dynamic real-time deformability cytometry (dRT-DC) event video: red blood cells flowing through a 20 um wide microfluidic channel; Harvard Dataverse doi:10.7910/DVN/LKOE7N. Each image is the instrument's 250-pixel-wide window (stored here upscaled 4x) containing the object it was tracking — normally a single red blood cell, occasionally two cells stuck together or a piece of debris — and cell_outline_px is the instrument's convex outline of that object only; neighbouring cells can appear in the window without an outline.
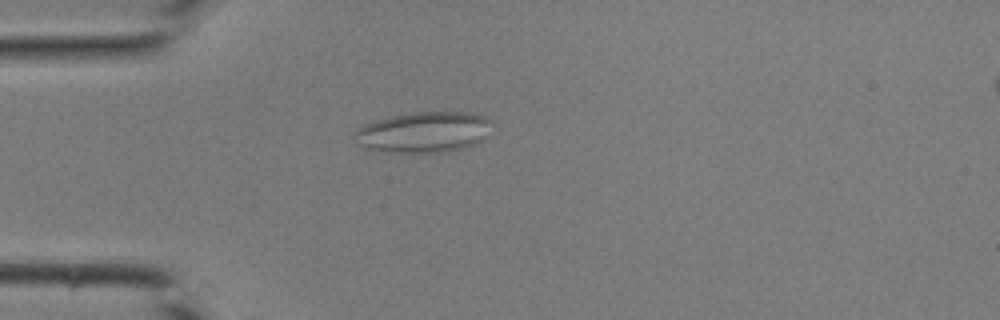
{"species": "common noctule bat (a hibernating species)", "species_latin": "Nyctalus noctula", "temperature_condition": "room temperature", "stored_images_in_passage": 42, "camera_frame_rate_fps": 3000, "um_per_image_px": 0.085, "animal": {"sex": "male", "body_mass_g": 19.0, "forearm_length_mm": 50.8}, "frame": {"image": 1, "passage_image": 12, "time_ms": 3.667, "image_size_px": [1000, 320], "cell_outline_px": [[492, 120], [488, 136], [484, 140], [460, 148], [440, 152], [392, 152], [364, 148], [356, 144], [352, 140], [352, 136], [364, 124], [376, 120], [392, 116], [416, 112], [472, 112], [484, 116]], "centroid_in_image_um": [36.01, 11.22], "position_along_channel_um": 49.0, "area_um2": 32.66}}
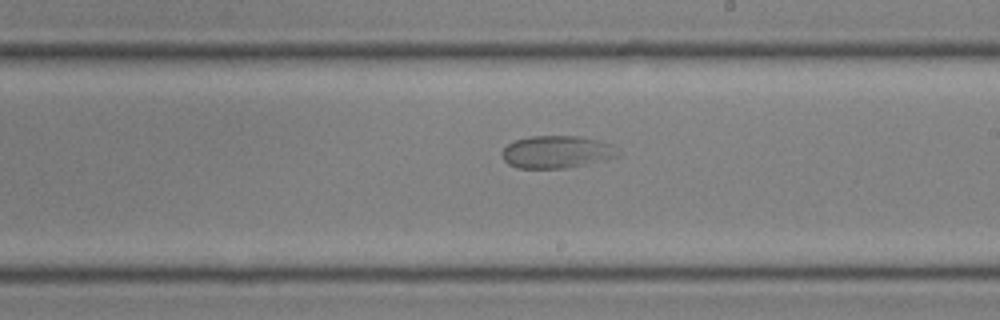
{"frame": {"image": 2, "passage_image": 25, "time_ms": 8.0, "image_size_px": [1000, 320], "cell_outline_px": [[616, 156], [584, 164], [564, 168], [516, 168], [508, 164], [504, 160], [504, 148], [508, 144], [516, 140], [532, 136], [576, 136], [596, 140], [612, 144]], "centroid_in_image_um": [47.24, 12.91], "position_along_channel_um": 241.8, "area_um2": 21.21}}
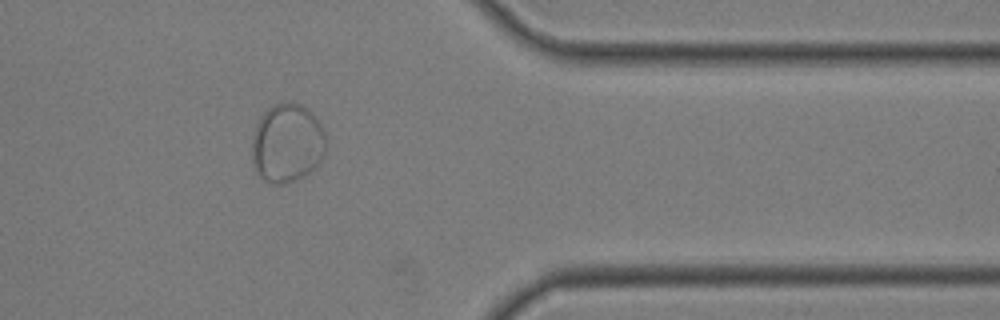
{"frame": {"image": 3, "passage_image": 35, "time_ms": 11.333, "image_size_px": [1000, 320], "cell_outline_px": [[328, 144], [324, 156], [304, 176], [296, 180], [284, 184], [272, 184], [264, 180], [256, 172], [252, 160], [252, 140], [256, 124], [260, 116], [268, 108], [276, 104], [300, 104], [308, 108], [316, 116], [324, 128]], "centroid_in_image_um": [24.43, 12.18], "position_along_channel_um": 387.0, "area_um2": 34.33}}